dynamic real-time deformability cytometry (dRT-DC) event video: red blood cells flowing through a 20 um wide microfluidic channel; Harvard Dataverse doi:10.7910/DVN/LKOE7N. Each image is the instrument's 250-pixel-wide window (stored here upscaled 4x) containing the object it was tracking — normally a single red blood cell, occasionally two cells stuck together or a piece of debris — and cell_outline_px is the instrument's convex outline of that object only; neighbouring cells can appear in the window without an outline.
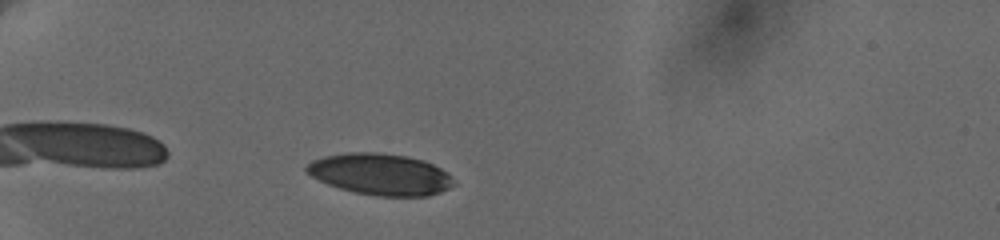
{"species": "human", "species_latin": "Homo sapiens", "temperature_condition": "cold", "stored_images_in_passage": 5, "camera_frame_rate_fps": 3000, "um_per_image_px": 0.085, "donor": {"sex": "female"}, "frame": {"image": 1, "passage_image": 1, "time_ms": 0.0, "image_size_px": [1000, 240], "cell_outline_px": [[456, 184], [440, 192], [428, 196], [376, 196], [352, 192], [328, 184], [312, 176], [304, 168], [312, 160], [324, 156], [348, 152], [380, 152], [408, 156], [424, 160], [440, 168]], "centroid_in_image_um": [32.31, 14.81], "position_along_channel_um": 52.7, "area_um2": 35.43}}
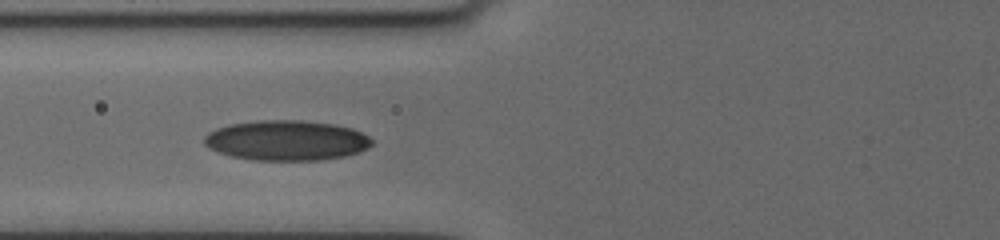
{"frame": {"image": 2, "passage_image": 4, "time_ms": 2.333, "image_size_px": [1000, 240], "cell_outline_px": [[372, 144], [368, 148], [360, 152], [344, 156], [320, 160], [252, 160], [232, 156], [208, 148], [204, 144], [204, 136], [208, 132], [216, 128], [228, 124], [260, 120], [304, 120], [332, 124], [352, 128], [368, 136], [372, 140]], "centroid_in_image_um": [24.34, 11.93], "position_along_channel_um": 101.5, "area_um2": 39.3}}
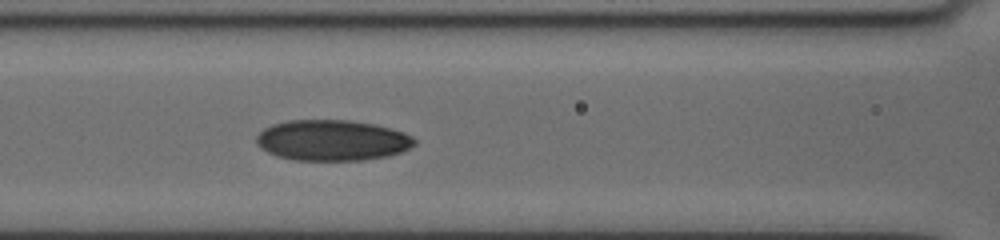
{"frame": {"image": 3, "passage_image": 5, "time_ms": 3.333, "image_size_px": [1000, 240], "cell_outline_px": [[416, 144], [400, 152], [388, 156], [364, 160], [292, 160], [276, 156], [260, 148], [256, 144], [256, 136], [264, 128], [272, 124], [288, 120], [348, 120], [372, 124], [404, 132], [412, 136], [416, 140]], "centroid_in_image_um": [28.2, 11.93], "position_along_channel_um": 138.4, "area_um2": 37.63}}